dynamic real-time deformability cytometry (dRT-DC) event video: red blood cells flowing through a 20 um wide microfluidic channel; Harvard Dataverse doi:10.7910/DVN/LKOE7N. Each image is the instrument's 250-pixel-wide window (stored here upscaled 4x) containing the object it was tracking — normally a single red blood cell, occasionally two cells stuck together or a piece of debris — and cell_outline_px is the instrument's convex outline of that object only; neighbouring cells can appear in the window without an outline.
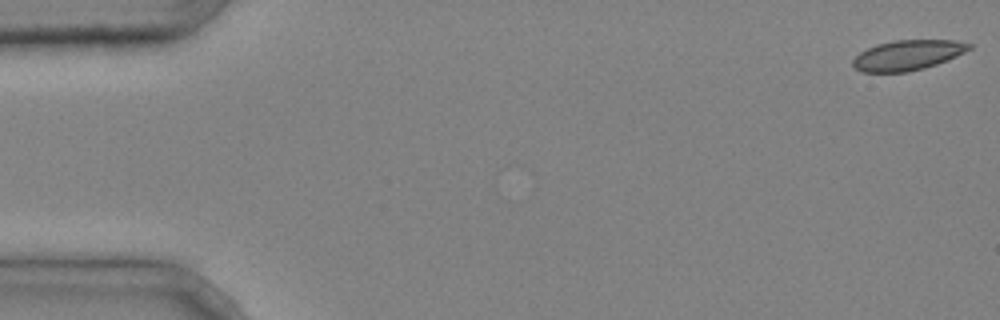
{"species": "common noctule bat (a hibernating species)", "species_latin": "Nyctalus noctula", "temperature_condition": "cold", "stored_images_in_passage": 4, "camera_frame_rate_fps": 3000, "um_per_image_px": 0.085, "animal": {"sex": "male", "body_mass_g": 20.4}, "frame": {"image": 1, "passage_image": 1, "time_ms": 0.0, "image_size_px": [1000, 320], "cell_outline_px": [[972, 48], [948, 60], [924, 68], [908, 72], [860, 72], [852, 64], [852, 60], [860, 52], [876, 44], [896, 40], [956, 40], [972, 44]], "centroid_in_image_um": [77.15, 4.69], "position_along_channel_um": 7.8, "area_um2": 20.4}}
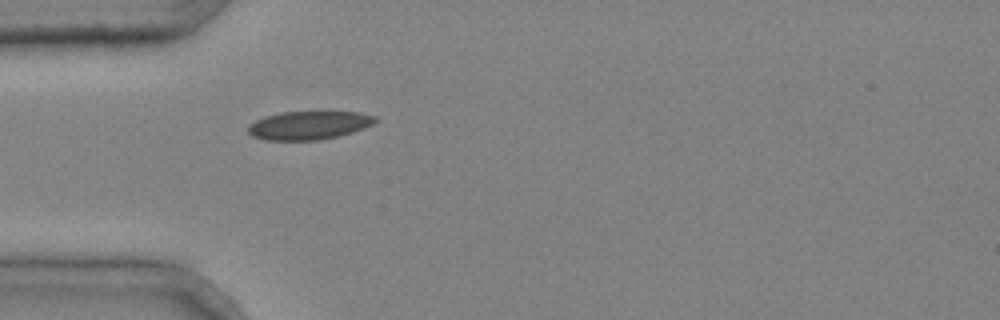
{"frame": {"image": 2, "passage_image": 4, "time_ms": 1.0, "image_size_px": [1000, 320], "cell_outline_px": [[380, 120], [364, 128], [340, 136], [320, 140], [264, 140], [252, 136], [248, 132], [248, 128], [256, 120], [264, 116], [280, 112], [360, 112], [376, 116]], "centroid_in_image_um": [26.29, 10.65], "position_along_channel_um": 58.7, "area_um2": 21.15}}